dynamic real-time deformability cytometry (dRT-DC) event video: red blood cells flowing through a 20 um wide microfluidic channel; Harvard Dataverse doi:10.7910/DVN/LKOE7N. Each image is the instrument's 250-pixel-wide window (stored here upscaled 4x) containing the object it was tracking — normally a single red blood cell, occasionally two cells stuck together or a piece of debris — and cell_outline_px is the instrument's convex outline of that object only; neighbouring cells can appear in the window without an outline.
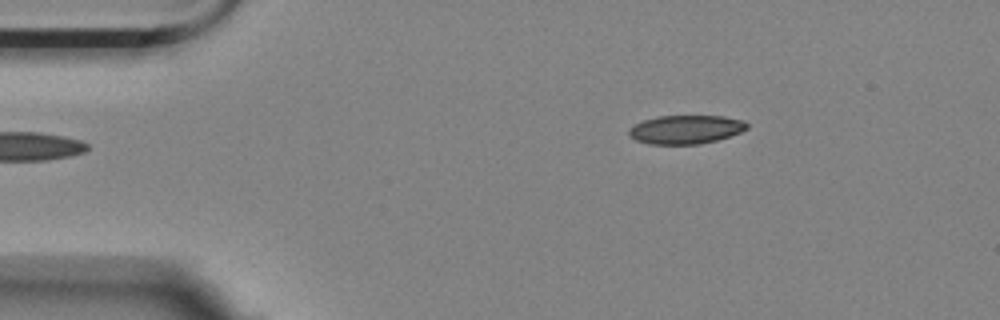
{"species": "Egyptian fruit bat (a non-hibernating species)", "species_latin": "Rousettus aegyptiacus", "temperature_condition": "room temperature", "stored_images_in_passage": 48, "camera_frame_rate_fps": 3000, "um_per_image_px": 0.085, "animal": {"sex": "female"}, "frame": {"image": 1, "passage_image": 1, "time_ms": 0.0, "image_size_px": [1000, 320], "cell_outline_px": [[748, 128], [740, 132], [716, 140], [700, 144], [648, 144], [636, 140], [628, 132], [628, 128], [644, 120], [656, 116], [724, 116], [744, 120], [748, 124]], "centroid_in_image_um": [58.3, 11.0], "position_along_channel_um": 26.7, "area_um2": 19.65}}
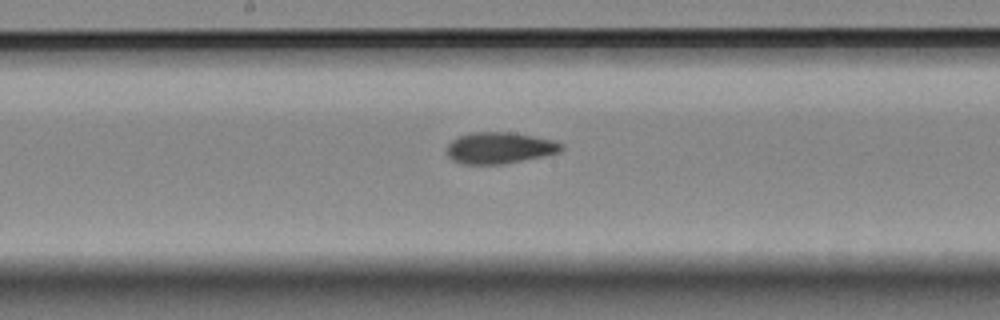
{"frame": {"image": 2, "passage_image": 21, "time_ms": 6.667, "image_size_px": [1000, 320], "cell_outline_px": [[564, 148], [560, 152], [504, 164], [460, 164], [452, 160], [448, 156], [448, 144], [452, 140], [460, 136], [472, 132], [512, 132], [556, 140], [564, 144]], "centroid_in_image_um": [42.49, 12.57], "position_along_channel_um": 205.7, "area_um2": 21.04}}
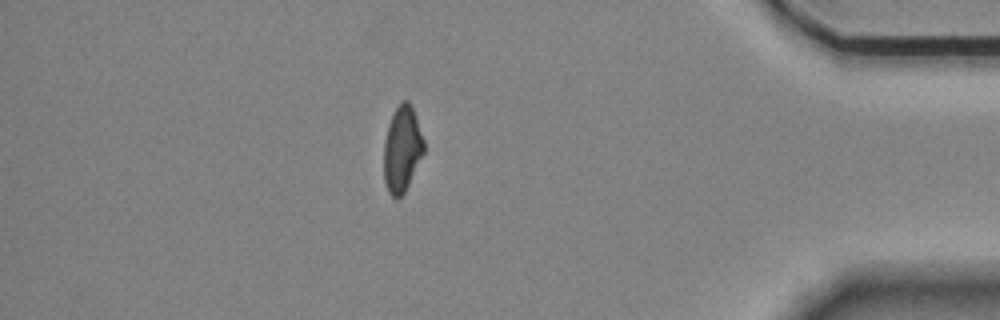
{"frame": {"image": 3, "passage_image": 41, "time_ms": 13.333, "image_size_px": [1000, 320], "cell_outline_px": [[424, 152], [404, 192], [396, 200], [388, 192], [384, 180], [384, 140], [388, 124], [396, 108], [404, 100], [408, 100], [412, 104], [424, 140]], "centroid_in_image_um": [34.17, 12.65], "position_along_channel_um": 401.0, "area_um2": 19.94}, "authors_computed_cell_mechanics": {"area_um2": 20.808, "velocity_mm_per_s": 3.5269, "shape_relaxation_time_tau1_ms": 10.8272, "shape_relaxation_time_tau2_ms": 4.1114, "deformation_change_tau1": 0.2289, "deformation_change_tau2": 0.0888}}